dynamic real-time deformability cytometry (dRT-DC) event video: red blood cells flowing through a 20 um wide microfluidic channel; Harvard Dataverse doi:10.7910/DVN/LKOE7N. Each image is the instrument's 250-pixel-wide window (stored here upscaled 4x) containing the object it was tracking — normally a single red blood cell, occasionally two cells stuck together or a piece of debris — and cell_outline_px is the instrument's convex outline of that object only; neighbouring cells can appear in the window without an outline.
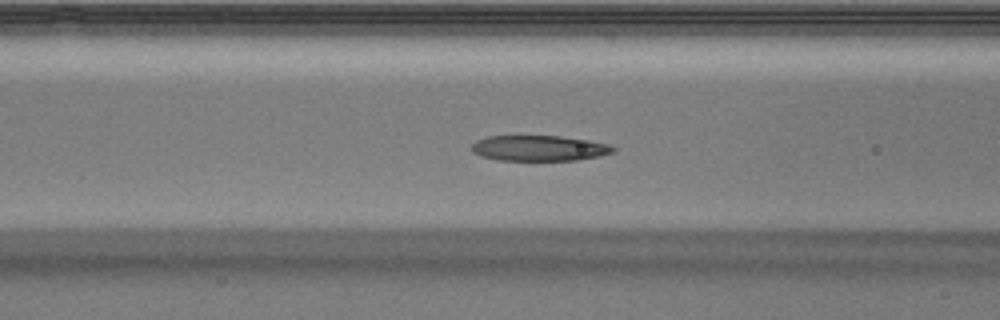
{"species": "Egyptian fruit bat (a non-hibernating species)", "species_latin": "Rousettus aegyptiacus", "temperature_condition": "warm", "stored_images_in_passage": 36, "camera_frame_rate_fps": 3000, "um_per_image_px": 0.085, "animal": {"sex": "male"}, "frame": {"image": 1, "passage_image": 12, "time_ms": 3.667, "image_size_px": [1000, 320], "cell_outline_px": [[616, 148], [612, 152], [600, 156], [576, 160], [496, 160], [480, 156], [472, 152], [472, 144], [476, 140], [488, 136], [516, 132], [560, 136], [588, 140], [612, 144]], "centroid_in_image_um": [45.76, 12.54], "position_along_channel_um": 120.8, "area_um2": 22.2}}
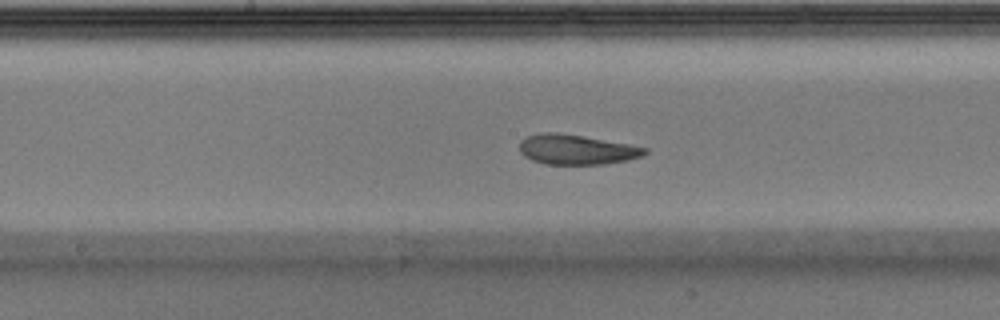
{"frame": {"image": 2, "passage_image": 18, "time_ms": 5.667, "image_size_px": [1000, 320], "cell_outline_px": [[648, 152], [644, 156], [628, 160], [604, 164], [544, 164], [532, 160], [524, 156], [520, 152], [520, 140], [528, 136], [540, 132], [556, 132], [584, 136], [628, 144], [648, 148]], "centroid_in_image_um": [49.01, 12.71], "position_along_channel_um": 199.2, "area_um2": 21.96}}
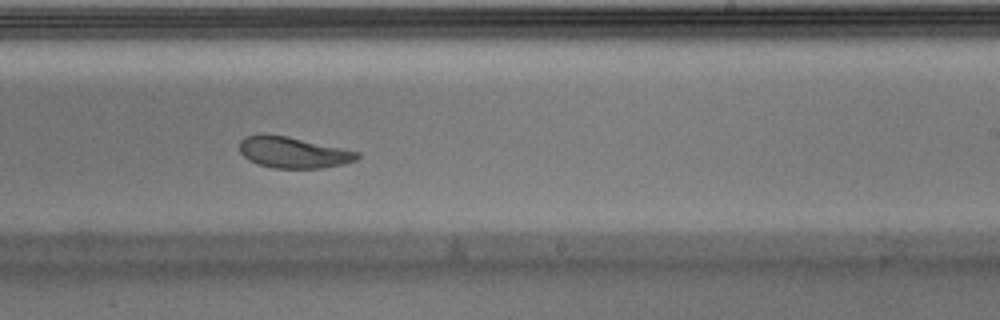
{"frame": {"image": 3, "passage_image": 23, "time_ms": 7.333, "image_size_px": [1000, 320], "cell_outline_px": [[360, 156], [356, 160], [344, 164], [324, 168], [272, 168], [248, 160], [240, 152], [240, 140], [244, 136], [260, 132], [288, 136], [360, 152]], "centroid_in_image_um": [24.9, 12.94], "position_along_channel_um": 264.1, "area_um2": 21.68}, "authors_computed_cell_mechanics": {"area_um2": 22.253, "velocity_mm_per_s": 3.914, "shape_relaxation_time_tau1_ms": 2.3718, "shape_relaxation_time_tau2_ms": 0.9232, "deformation_change_tau1": 0.149, "deformation_change_tau2": 0.0773}}